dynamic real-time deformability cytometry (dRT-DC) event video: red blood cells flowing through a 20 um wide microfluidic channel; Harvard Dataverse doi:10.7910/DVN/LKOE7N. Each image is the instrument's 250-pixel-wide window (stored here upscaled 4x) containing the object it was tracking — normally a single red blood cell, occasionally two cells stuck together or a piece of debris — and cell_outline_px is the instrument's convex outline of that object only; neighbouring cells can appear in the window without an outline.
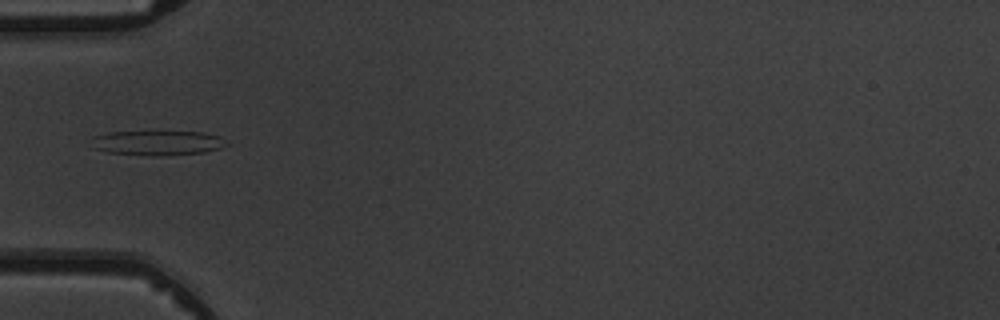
{"species": "common noctule bat (a hibernating species)", "species_latin": "Nyctalus noctula", "temperature_condition": "warm", "stored_images_in_passage": 1, "camera_frame_rate_fps": 3000, "um_per_image_px": 0.085, "animal": {"sex": "male", "body_mass_g": 19.5, "forearm_length_mm": 54.6}, "frame": {"image": 1, "passage_image": 1, "time_ms": 0.0, "image_size_px": [1000, 320], "cell_outline_px": [[228, 144], [220, 148], [204, 152], [160, 156], [152, 156], [108, 152], [92, 148], [92, 136], [108, 132], [204, 132], [220, 136]], "centroid_in_image_um": [13.36, 12.15], "position_along_channel_um": 71.6, "area_um2": 19.42}}